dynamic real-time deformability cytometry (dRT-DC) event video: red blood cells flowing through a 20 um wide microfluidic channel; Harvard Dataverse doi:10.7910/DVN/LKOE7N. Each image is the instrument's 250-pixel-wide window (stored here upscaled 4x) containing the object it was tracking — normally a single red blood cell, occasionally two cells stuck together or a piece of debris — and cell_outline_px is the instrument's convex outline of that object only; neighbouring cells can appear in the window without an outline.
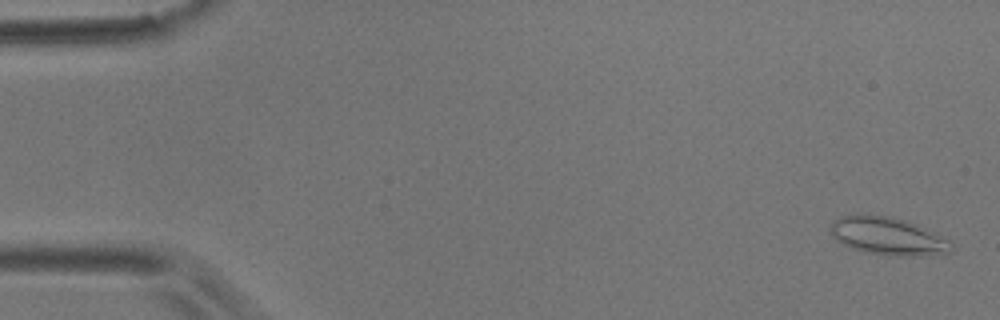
{"species": "common noctule bat (a hibernating species)", "species_latin": "Nyctalus noctula", "temperature_condition": "room temperature", "stored_images_in_passage": 5, "camera_frame_rate_fps": 3000, "um_per_image_px": 0.085, "animal": {"sex": "male", "body_mass_g": 17.9}, "frame": {"image": 1, "passage_image": 1, "time_ms": 0.0, "image_size_px": [1000, 320], "cell_outline_px": [[952, 248], [944, 256], [896, 256], [864, 252], [852, 248], [836, 240], [832, 236], [828, 224], [832, 220], [840, 216], [860, 212], [892, 216], [908, 220], [952, 240]], "centroid_in_image_um": [75.47, 20.04], "position_along_channel_um": 9.5, "area_um2": 27.74}}